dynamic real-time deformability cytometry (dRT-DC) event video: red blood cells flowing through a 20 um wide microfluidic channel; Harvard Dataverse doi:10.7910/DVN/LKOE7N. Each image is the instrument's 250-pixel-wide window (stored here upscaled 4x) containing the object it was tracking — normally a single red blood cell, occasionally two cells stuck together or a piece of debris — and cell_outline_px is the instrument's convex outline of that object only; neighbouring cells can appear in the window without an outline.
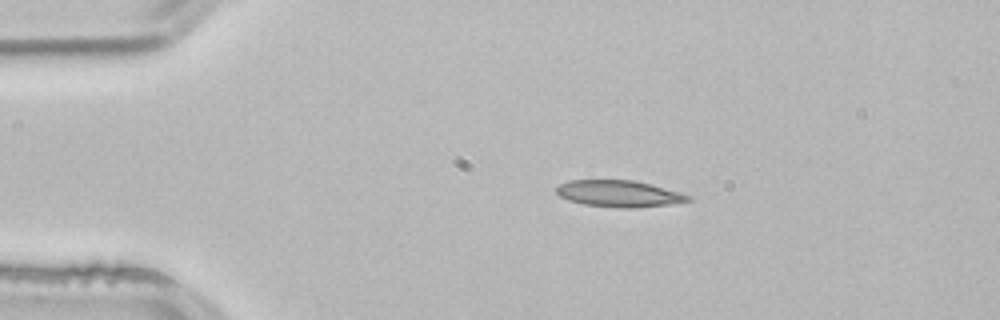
{"species": "common noctule bat (a hibernating species)", "species_latin": "Nyctalus noctula", "temperature_condition": "room temperature", "stored_images_in_passage": 2, "camera_frame_rate_fps": 3000, "um_per_image_px": 0.085, "animal": {"sex": "male", "body_mass_g": 21.5, "forearm_length_mm": 52.0}, "frame": {"image": 1, "passage_image": 1, "time_ms": 0.0, "image_size_px": [1000, 320], "cell_outline_px": [[692, 200], [668, 204], [636, 208], [620, 208], [584, 204], [568, 200], [560, 196], [556, 192], [556, 188], [560, 184], [568, 180], [632, 180], [680, 192], [692, 196]], "centroid_in_image_um": [52.6, 16.46], "position_along_channel_um": 32.4, "area_um2": 20.23}}